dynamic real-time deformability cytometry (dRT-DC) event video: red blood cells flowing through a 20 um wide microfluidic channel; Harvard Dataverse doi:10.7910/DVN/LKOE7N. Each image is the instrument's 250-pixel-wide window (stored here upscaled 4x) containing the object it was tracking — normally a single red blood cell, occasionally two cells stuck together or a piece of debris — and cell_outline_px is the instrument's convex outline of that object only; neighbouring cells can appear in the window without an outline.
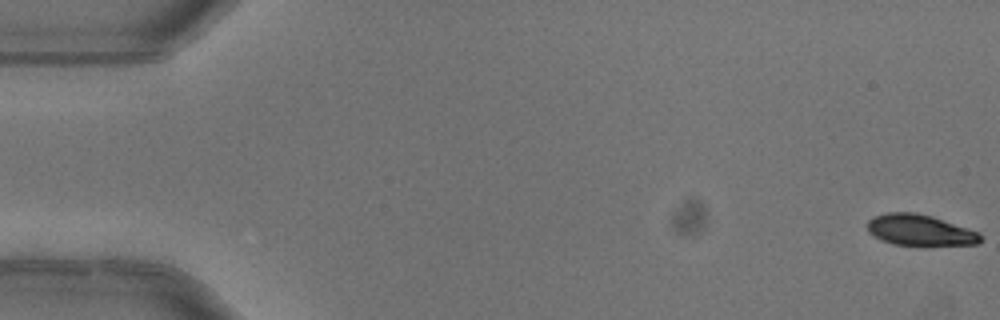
{"species": "common noctule bat (a hibernating species)", "species_latin": "Nyctalus noctula", "temperature_condition": "warm", "stored_images_in_passage": 6, "camera_frame_rate_fps": 3000, "um_per_image_px": 0.085, "animal": {"sex": "female"}, "frame": {"image": 1, "passage_image": 1, "time_ms": 0.0, "image_size_px": [1000, 320], "cell_outline_px": [[980, 240], [976, 244], [924, 248], [892, 244], [880, 240], [872, 236], [868, 232], [868, 220], [876, 216], [888, 212], [916, 212], [932, 216], [980, 232]], "centroid_in_image_um": [78.2, 19.61], "position_along_channel_um": 6.8, "area_um2": 21.33}}